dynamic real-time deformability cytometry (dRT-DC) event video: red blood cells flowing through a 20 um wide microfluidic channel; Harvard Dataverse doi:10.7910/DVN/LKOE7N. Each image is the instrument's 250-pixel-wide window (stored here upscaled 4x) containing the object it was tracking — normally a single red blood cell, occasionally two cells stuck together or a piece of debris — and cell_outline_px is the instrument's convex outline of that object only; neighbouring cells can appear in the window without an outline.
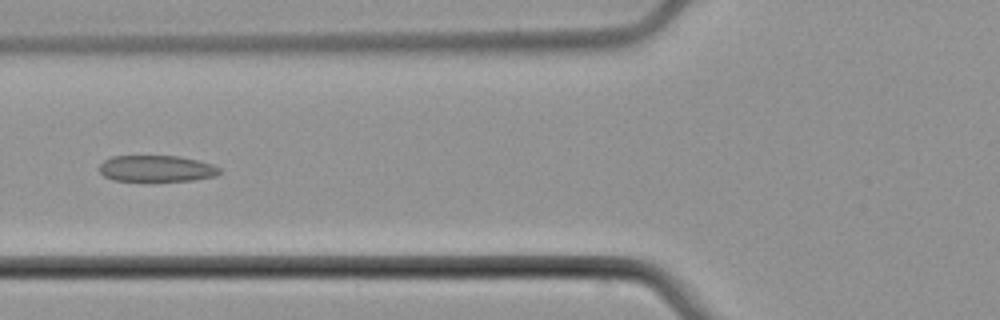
{"species": "common noctule bat (a hibernating species)", "species_latin": "Nyctalus noctula", "temperature_condition": "cold", "stored_images_in_passage": 4, "camera_frame_rate_fps": 3000, "um_per_image_px": 0.085, "animal": {"sex": "male", "body_mass_g": 21.5, "forearm_length_mm": 52.0}, "frame": {"image": 1, "passage_image": 4, "time_ms": 3.667, "image_size_px": [1000, 320], "cell_outline_px": [[220, 172], [216, 176], [192, 180], [112, 180], [104, 176], [100, 172], [100, 164], [104, 160], [112, 156], [180, 156], [212, 164], [220, 168]], "centroid_in_image_um": [13.3, 14.31], "position_along_channel_um": 112.5, "area_um2": 18.21}}